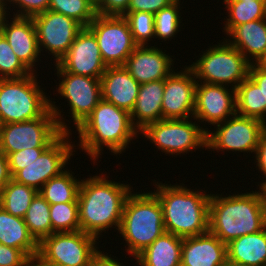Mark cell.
<instances>
[{"label":"cell","mask_w":266,"mask_h":266,"mask_svg":"<svg viewBox=\"0 0 266 266\" xmlns=\"http://www.w3.org/2000/svg\"><path fill=\"white\" fill-rule=\"evenodd\" d=\"M180 3L181 0H175L169 6L154 14L155 39L166 41L173 39L172 37H177L175 35L181 31L180 28L183 26L180 25L183 19L179 12L182 9V7L180 8Z\"/></svg>","instance_id":"d6a6232c"},{"label":"cell","mask_w":266,"mask_h":266,"mask_svg":"<svg viewBox=\"0 0 266 266\" xmlns=\"http://www.w3.org/2000/svg\"><path fill=\"white\" fill-rule=\"evenodd\" d=\"M55 103L50 100V109L37 119L0 125V150L7 156L23 149L47 148L62 132L72 133Z\"/></svg>","instance_id":"8992f818"},{"label":"cell","mask_w":266,"mask_h":266,"mask_svg":"<svg viewBox=\"0 0 266 266\" xmlns=\"http://www.w3.org/2000/svg\"><path fill=\"white\" fill-rule=\"evenodd\" d=\"M28 259L20 249L0 243V266H27Z\"/></svg>","instance_id":"60d3db41"},{"label":"cell","mask_w":266,"mask_h":266,"mask_svg":"<svg viewBox=\"0 0 266 266\" xmlns=\"http://www.w3.org/2000/svg\"><path fill=\"white\" fill-rule=\"evenodd\" d=\"M37 73L23 78L0 79V125L37 119L50 109Z\"/></svg>","instance_id":"52a82bcc"},{"label":"cell","mask_w":266,"mask_h":266,"mask_svg":"<svg viewBox=\"0 0 266 266\" xmlns=\"http://www.w3.org/2000/svg\"><path fill=\"white\" fill-rule=\"evenodd\" d=\"M265 226L266 201L261 188L228 196L210 195L208 231L223 243L259 232Z\"/></svg>","instance_id":"7a4b0ae2"},{"label":"cell","mask_w":266,"mask_h":266,"mask_svg":"<svg viewBox=\"0 0 266 266\" xmlns=\"http://www.w3.org/2000/svg\"><path fill=\"white\" fill-rule=\"evenodd\" d=\"M226 259L227 244L209 231L183 238L181 266H224Z\"/></svg>","instance_id":"44dd1931"},{"label":"cell","mask_w":266,"mask_h":266,"mask_svg":"<svg viewBox=\"0 0 266 266\" xmlns=\"http://www.w3.org/2000/svg\"><path fill=\"white\" fill-rule=\"evenodd\" d=\"M87 27L94 33L107 67L123 66L137 46L123 16L97 14Z\"/></svg>","instance_id":"7c38bea8"},{"label":"cell","mask_w":266,"mask_h":266,"mask_svg":"<svg viewBox=\"0 0 266 266\" xmlns=\"http://www.w3.org/2000/svg\"><path fill=\"white\" fill-rule=\"evenodd\" d=\"M189 119H162L146 125L139 134L147 138L161 152L170 155L206 149L208 128Z\"/></svg>","instance_id":"9c48e42d"},{"label":"cell","mask_w":266,"mask_h":266,"mask_svg":"<svg viewBox=\"0 0 266 266\" xmlns=\"http://www.w3.org/2000/svg\"><path fill=\"white\" fill-rule=\"evenodd\" d=\"M0 243L20 249L28 258L39 251V243L30 234L24 219L9 214L1 206Z\"/></svg>","instance_id":"484cf974"},{"label":"cell","mask_w":266,"mask_h":266,"mask_svg":"<svg viewBox=\"0 0 266 266\" xmlns=\"http://www.w3.org/2000/svg\"><path fill=\"white\" fill-rule=\"evenodd\" d=\"M95 5L100 1V0H91Z\"/></svg>","instance_id":"11a10c76"},{"label":"cell","mask_w":266,"mask_h":266,"mask_svg":"<svg viewBox=\"0 0 266 266\" xmlns=\"http://www.w3.org/2000/svg\"><path fill=\"white\" fill-rule=\"evenodd\" d=\"M72 133H61L32 163L19 170L12 179L39 191L51 178L59 175L67 167L73 152H77L72 144Z\"/></svg>","instance_id":"4fadbf2b"},{"label":"cell","mask_w":266,"mask_h":266,"mask_svg":"<svg viewBox=\"0 0 266 266\" xmlns=\"http://www.w3.org/2000/svg\"><path fill=\"white\" fill-rule=\"evenodd\" d=\"M12 179L9 170L8 158L0 150V190Z\"/></svg>","instance_id":"bcb514c9"},{"label":"cell","mask_w":266,"mask_h":266,"mask_svg":"<svg viewBox=\"0 0 266 266\" xmlns=\"http://www.w3.org/2000/svg\"><path fill=\"white\" fill-rule=\"evenodd\" d=\"M236 114L266 123L265 95L249 77L236 88Z\"/></svg>","instance_id":"83f0119b"},{"label":"cell","mask_w":266,"mask_h":266,"mask_svg":"<svg viewBox=\"0 0 266 266\" xmlns=\"http://www.w3.org/2000/svg\"><path fill=\"white\" fill-rule=\"evenodd\" d=\"M10 8H18L17 12H13V16L17 17H33L39 13L48 10L50 0H8ZM12 4V6H11Z\"/></svg>","instance_id":"f35d334b"},{"label":"cell","mask_w":266,"mask_h":266,"mask_svg":"<svg viewBox=\"0 0 266 266\" xmlns=\"http://www.w3.org/2000/svg\"><path fill=\"white\" fill-rule=\"evenodd\" d=\"M261 189H262V191L264 193V197H265V201H266V185L263 186Z\"/></svg>","instance_id":"f5cc1de1"},{"label":"cell","mask_w":266,"mask_h":266,"mask_svg":"<svg viewBox=\"0 0 266 266\" xmlns=\"http://www.w3.org/2000/svg\"><path fill=\"white\" fill-rule=\"evenodd\" d=\"M182 69L164 79L162 119L193 118L197 80L189 66Z\"/></svg>","instance_id":"2e32d148"},{"label":"cell","mask_w":266,"mask_h":266,"mask_svg":"<svg viewBox=\"0 0 266 266\" xmlns=\"http://www.w3.org/2000/svg\"><path fill=\"white\" fill-rule=\"evenodd\" d=\"M97 240L81 230L55 232L39 243L38 254L59 266H90L93 257L100 251Z\"/></svg>","instance_id":"8fae6325"},{"label":"cell","mask_w":266,"mask_h":266,"mask_svg":"<svg viewBox=\"0 0 266 266\" xmlns=\"http://www.w3.org/2000/svg\"><path fill=\"white\" fill-rule=\"evenodd\" d=\"M223 1H251V0H223Z\"/></svg>","instance_id":"db71d44e"},{"label":"cell","mask_w":266,"mask_h":266,"mask_svg":"<svg viewBox=\"0 0 266 266\" xmlns=\"http://www.w3.org/2000/svg\"><path fill=\"white\" fill-rule=\"evenodd\" d=\"M76 131L79 148L90 156L93 164L101 159L103 146L113 155H120L139 134L128 111L103 99Z\"/></svg>","instance_id":"3957f363"},{"label":"cell","mask_w":266,"mask_h":266,"mask_svg":"<svg viewBox=\"0 0 266 266\" xmlns=\"http://www.w3.org/2000/svg\"><path fill=\"white\" fill-rule=\"evenodd\" d=\"M48 10L61 13L87 27L96 17V5L91 0H50Z\"/></svg>","instance_id":"836d02e7"},{"label":"cell","mask_w":266,"mask_h":266,"mask_svg":"<svg viewBox=\"0 0 266 266\" xmlns=\"http://www.w3.org/2000/svg\"><path fill=\"white\" fill-rule=\"evenodd\" d=\"M256 64L266 71V54Z\"/></svg>","instance_id":"f907efd6"},{"label":"cell","mask_w":266,"mask_h":266,"mask_svg":"<svg viewBox=\"0 0 266 266\" xmlns=\"http://www.w3.org/2000/svg\"><path fill=\"white\" fill-rule=\"evenodd\" d=\"M228 87L197 82L193 120L215 126L235 115L236 89Z\"/></svg>","instance_id":"e0dca14e"},{"label":"cell","mask_w":266,"mask_h":266,"mask_svg":"<svg viewBox=\"0 0 266 266\" xmlns=\"http://www.w3.org/2000/svg\"><path fill=\"white\" fill-rule=\"evenodd\" d=\"M46 148H28L7 155L10 174L13 177L19 170L34 162Z\"/></svg>","instance_id":"74e56055"},{"label":"cell","mask_w":266,"mask_h":266,"mask_svg":"<svg viewBox=\"0 0 266 266\" xmlns=\"http://www.w3.org/2000/svg\"><path fill=\"white\" fill-rule=\"evenodd\" d=\"M9 15L3 24L1 34L6 38L13 52L20 61L32 72L35 70L41 53L38 46L37 31L32 17ZM40 59V60H39ZM35 67V68H34Z\"/></svg>","instance_id":"ffe728a7"},{"label":"cell","mask_w":266,"mask_h":266,"mask_svg":"<svg viewBox=\"0 0 266 266\" xmlns=\"http://www.w3.org/2000/svg\"><path fill=\"white\" fill-rule=\"evenodd\" d=\"M9 15H11L10 12L8 14L2 7H0V33L2 31L4 21Z\"/></svg>","instance_id":"c3c4849f"},{"label":"cell","mask_w":266,"mask_h":266,"mask_svg":"<svg viewBox=\"0 0 266 266\" xmlns=\"http://www.w3.org/2000/svg\"><path fill=\"white\" fill-rule=\"evenodd\" d=\"M224 266H249V265L226 259Z\"/></svg>","instance_id":"681fc988"},{"label":"cell","mask_w":266,"mask_h":266,"mask_svg":"<svg viewBox=\"0 0 266 266\" xmlns=\"http://www.w3.org/2000/svg\"><path fill=\"white\" fill-rule=\"evenodd\" d=\"M130 0H100L96 13L103 16H124L128 12Z\"/></svg>","instance_id":"ab89813d"},{"label":"cell","mask_w":266,"mask_h":266,"mask_svg":"<svg viewBox=\"0 0 266 266\" xmlns=\"http://www.w3.org/2000/svg\"><path fill=\"white\" fill-rule=\"evenodd\" d=\"M183 238L165 232L134 259L138 266H181Z\"/></svg>","instance_id":"d4e9b609"},{"label":"cell","mask_w":266,"mask_h":266,"mask_svg":"<svg viewBox=\"0 0 266 266\" xmlns=\"http://www.w3.org/2000/svg\"><path fill=\"white\" fill-rule=\"evenodd\" d=\"M227 259L249 266H266V226L231 240L227 244Z\"/></svg>","instance_id":"4316f807"},{"label":"cell","mask_w":266,"mask_h":266,"mask_svg":"<svg viewBox=\"0 0 266 266\" xmlns=\"http://www.w3.org/2000/svg\"><path fill=\"white\" fill-rule=\"evenodd\" d=\"M249 78L263 91L266 98V71L257 64H251Z\"/></svg>","instance_id":"ee69618b"},{"label":"cell","mask_w":266,"mask_h":266,"mask_svg":"<svg viewBox=\"0 0 266 266\" xmlns=\"http://www.w3.org/2000/svg\"><path fill=\"white\" fill-rule=\"evenodd\" d=\"M227 36L230 39H224L252 64L266 54V18L238 25Z\"/></svg>","instance_id":"603a6c76"},{"label":"cell","mask_w":266,"mask_h":266,"mask_svg":"<svg viewBox=\"0 0 266 266\" xmlns=\"http://www.w3.org/2000/svg\"><path fill=\"white\" fill-rule=\"evenodd\" d=\"M38 191L11 179L0 190V206L9 214L24 218Z\"/></svg>","instance_id":"4dcf8cb0"},{"label":"cell","mask_w":266,"mask_h":266,"mask_svg":"<svg viewBox=\"0 0 266 266\" xmlns=\"http://www.w3.org/2000/svg\"><path fill=\"white\" fill-rule=\"evenodd\" d=\"M30 74L32 72L20 61L0 33V79L23 78Z\"/></svg>","instance_id":"8d00e7d4"},{"label":"cell","mask_w":266,"mask_h":266,"mask_svg":"<svg viewBox=\"0 0 266 266\" xmlns=\"http://www.w3.org/2000/svg\"><path fill=\"white\" fill-rule=\"evenodd\" d=\"M8 4H9L8 0H0V7H2L7 13L9 12L7 9H10Z\"/></svg>","instance_id":"816d5d0a"},{"label":"cell","mask_w":266,"mask_h":266,"mask_svg":"<svg viewBox=\"0 0 266 266\" xmlns=\"http://www.w3.org/2000/svg\"><path fill=\"white\" fill-rule=\"evenodd\" d=\"M57 64L66 72L99 79L107 68L97 39L88 27L78 32L69 50Z\"/></svg>","instance_id":"ac0fdd59"},{"label":"cell","mask_w":266,"mask_h":266,"mask_svg":"<svg viewBox=\"0 0 266 266\" xmlns=\"http://www.w3.org/2000/svg\"><path fill=\"white\" fill-rule=\"evenodd\" d=\"M118 232L134 258L166 232L161 204L152 191L129 194Z\"/></svg>","instance_id":"5b68a950"},{"label":"cell","mask_w":266,"mask_h":266,"mask_svg":"<svg viewBox=\"0 0 266 266\" xmlns=\"http://www.w3.org/2000/svg\"><path fill=\"white\" fill-rule=\"evenodd\" d=\"M173 60L156 45H144L136 46L123 66L139 84H143L166 79L174 71Z\"/></svg>","instance_id":"d6986e66"},{"label":"cell","mask_w":266,"mask_h":266,"mask_svg":"<svg viewBox=\"0 0 266 266\" xmlns=\"http://www.w3.org/2000/svg\"><path fill=\"white\" fill-rule=\"evenodd\" d=\"M254 159L256 169H258L262 173L261 175L265 177V179L261 180L262 182L258 184L259 188H262L266 185V131L260 137Z\"/></svg>","instance_id":"7bdbcfd3"},{"label":"cell","mask_w":266,"mask_h":266,"mask_svg":"<svg viewBox=\"0 0 266 266\" xmlns=\"http://www.w3.org/2000/svg\"><path fill=\"white\" fill-rule=\"evenodd\" d=\"M152 181L157 188L153 193L161 204L166 232L181 238L208 232L211 192L206 194L202 189L191 190L184 184L168 185Z\"/></svg>","instance_id":"277c9868"},{"label":"cell","mask_w":266,"mask_h":266,"mask_svg":"<svg viewBox=\"0 0 266 266\" xmlns=\"http://www.w3.org/2000/svg\"><path fill=\"white\" fill-rule=\"evenodd\" d=\"M112 254L102 253L99 251L92 259L90 266H125L123 263L118 262V259H114Z\"/></svg>","instance_id":"f6af8a7d"},{"label":"cell","mask_w":266,"mask_h":266,"mask_svg":"<svg viewBox=\"0 0 266 266\" xmlns=\"http://www.w3.org/2000/svg\"><path fill=\"white\" fill-rule=\"evenodd\" d=\"M32 18L37 31L40 53L46 49L47 54L54 56L55 64L67 53L76 35L83 28L75 19L51 10Z\"/></svg>","instance_id":"9a60e30c"},{"label":"cell","mask_w":266,"mask_h":266,"mask_svg":"<svg viewBox=\"0 0 266 266\" xmlns=\"http://www.w3.org/2000/svg\"><path fill=\"white\" fill-rule=\"evenodd\" d=\"M54 66L57 70L55 74L61 79L56 90L69 103L68 113L77 129L102 100L101 81L99 78L66 72L57 63Z\"/></svg>","instance_id":"5bb4252c"},{"label":"cell","mask_w":266,"mask_h":266,"mask_svg":"<svg viewBox=\"0 0 266 266\" xmlns=\"http://www.w3.org/2000/svg\"><path fill=\"white\" fill-rule=\"evenodd\" d=\"M52 234L80 230L78 202L50 204Z\"/></svg>","instance_id":"e575fe53"},{"label":"cell","mask_w":266,"mask_h":266,"mask_svg":"<svg viewBox=\"0 0 266 266\" xmlns=\"http://www.w3.org/2000/svg\"><path fill=\"white\" fill-rule=\"evenodd\" d=\"M208 46L189 67L197 82L231 86L236 89L249 77L250 63L242 53L225 39ZM231 84V85H230Z\"/></svg>","instance_id":"ba28073f"},{"label":"cell","mask_w":266,"mask_h":266,"mask_svg":"<svg viewBox=\"0 0 266 266\" xmlns=\"http://www.w3.org/2000/svg\"><path fill=\"white\" fill-rule=\"evenodd\" d=\"M175 0H130L128 12L157 13L162 8L172 4Z\"/></svg>","instance_id":"b9f144b4"},{"label":"cell","mask_w":266,"mask_h":266,"mask_svg":"<svg viewBox=\"0 0 266 266\" xmlns=\"http://www.w3.org/2000/svg\"><path fill=\"white\" fill-rule=\"evenodd\" d=\"M27 266H59L53 263L46 261L38 253L34 254L28 259Z\"/></svg>","instance_id":"7dc6e473"},{"label":"cell","mask_w":266,"mask_h":266,"mask_svg":"<svg viewBox=\"0 0 266 266\" xmlns=\"http://www.w3.org/2000/svg\"><path fill=\"white\" fill-rule=\"evenodd\" d=\"M100 81L102 99L131 113L137 100L140 84L125 67H107Z\"/></svg>","instance_id":"7402d4cb"},{"label":"cell","mask_w":266,"mask_h":266,"mask_svg":"<svg viewBox=\"0 0 266 266\" xmlns=\"http://www.w3.org/2000/svg\"><path fill=\"white\" fill-rule=\"evenodd\" d=\"M82 179L74 177V172L65 168L59 175L46 182L38 193L49 203L78 202V192Z\"/></svg>","instance_id":"f1b7e54d"},{"label":"cell","mask_w":266,"mask_h":266,"mask_svg":"<svg viewBox=\"0 0 266 266\" xmlns=\"http://www.w3.org/2000/svg\"><path fill=\"white\" fill-rule=\"evenodd\" d=\"M207 131L206 150L234 153L244 152L255 155L261 135L266 131V123L256 118L238 114L229 117Z\"/></svg>","instance_id":"30bf717a"},{"label":"cell","mask_w":266,"mask_h":266,"mask_svg":"<svg viewBox=\"0 0 266 266\" xmlns=\"http://www.w3.org/2000/svg\"><path fill=\"white\" fill-rule=\"evenodd\" d=\"M130 27L133 40L137 46L148 45L155 38L154 14L149 12H127L123 16Z\"/></svg>","instance_id":"d590c367"},{"label":"cell","mask_w":266,"mask_h":266,"mask_svg":"<svg viewBox=\"0 0 266 266\" xmlns=\"http://www.w3.org/2000/svg\"><path fill=\"white\" fill-rule=\"evenodd\" d=\"M23 219L38 243L52 234L50 204L39 193L32 200Z\"/></svg>","instance_id":"1f68e13d"},{"label":"cell","mask_w":266,"mask_h":266,"mask_svg":"<svg viewBox=\"0 0 266 266\" xmlns=\"http://www.w3.org/2000/svg\"><path fill=\"white\" fill-rule=\"evenodd\" d=\"M104 175L83 179L77 198L80 230L98 241L109 228L119 231L126 199L133 192L130 184L108 180Z\"/></svg>","instance_id":"6da1fadb"},{"label":"cell","mask_w":266,"mask_h":266,"mask_svg":"<svg viewBox=\"0 0 266 266\" xmlns=\"http://www.w3.org/2000/svg\"><path fill=\"white\" fill-rule=\"evenodd\" d=\"M163 93L164 79L140 84L135 106L130 113L131 122L138 131L162 120Z\"/></svg>","instance_id":"cb8c5ba5"},{"label":"cell","mask_w":266,"mask_h":266,"mask_svg":"<svg viewBox=\"0 0 266 266\" xmlns=\"http://www.w3.org/2000/svg\"><path fill=\"white\" fill-rule=\"evenodd\" d=\"M227 13L223 32L227 35L234 27L266 18V0L223 1Z\"/></svg>","instance_id":"f546056e"}]
</instances>
